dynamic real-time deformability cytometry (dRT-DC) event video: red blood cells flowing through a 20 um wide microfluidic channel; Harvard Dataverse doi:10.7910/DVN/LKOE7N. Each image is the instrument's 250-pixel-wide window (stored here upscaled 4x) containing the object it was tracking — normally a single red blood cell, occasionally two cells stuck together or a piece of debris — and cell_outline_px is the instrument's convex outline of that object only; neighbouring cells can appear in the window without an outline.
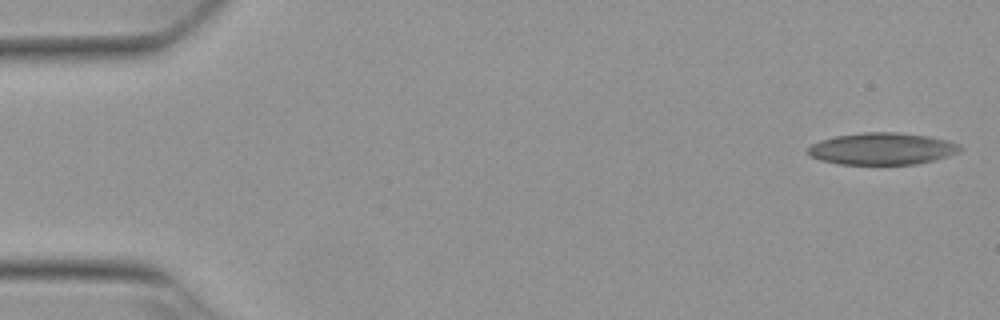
{"species": "Egyptian fruit bat (a non-hibernating species)", "species_latin": "Rousettus aegyptiacus", "temperature_condition": "warm", "stored_images_in_passage": 53, "camera_frame_rate_fps": 3000, "um_per_image_px": 0.085, "animal": {"sex": "female"}, "frame": {"image": 1, "passage_image": 1, "time_ms": 0.0, "image_size_px": [1000, 320], "cell_outline_px": [[964, 148], [960, 152], [948, 156], [916, 164], [836, 164], [820, 160], [808, 156], [808, 148], [812, 144], [820, 140], [836, 136], [864, 132], [900, 132], [928, 136], [948, 140], [960, 144]], "centroid_in_image_um": [74.99, 12.64], "position_along_channel_um": 10.0, "area_um2": 28.5}}
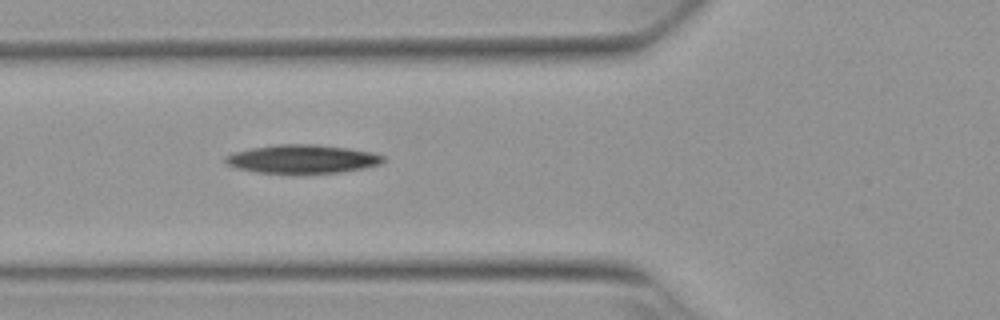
{"frame": {"image": 2, "passage_image": 19, "time_ms": 6.0, "image_size_px": [1000, 320], "cell_outline_px": [[384, 160], [380, 164], [364, 168], [340, 172], [256, 172], [240, 168], [228, 164], [224, 160], [224, 156], [232, 152], [252, 148], [276, 144], [316, 144], [348, 148], [372, 152], [384, 156]], "centroid_in_image_um": [25.71, 13.49], "position_along_channel_um": 100.1, "area_um2": 25.84}}
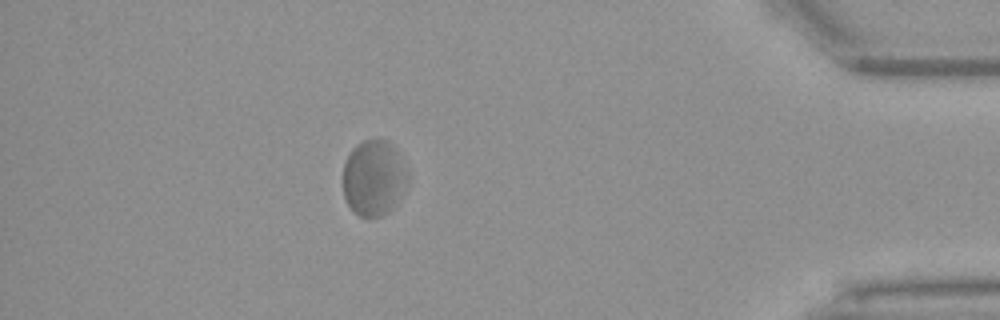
{"frame": {"image": 3, "passage_image": 47, "time_ms": 15.333, "image_size_px": [1000, 320], "cell_outline_px": [[408, 184], [404, 192], [392, 208], [388, 212], [380, 216], [368, 220], [352, 212], [344, 196], [344, 160], [348, 152], [356, 144], [364, 140], [376, 136], [380, 136], [388, 140], [396, 148], [404, 160], [408, 172]], "centroid_in_image_um": [31.79, 15.09], "position_along_channel_um": 403.4, "area_um2": 29.71}, "authors_computed_cell_mechanics": {"area_um2": 27.3972, "velocity_mm_per_s": 3.741, "shape_relaxation_time_tau1_ms": null, "shape_relaxation_time_tau2_ms": 5.2685, "deformation_change_tau1": null, "deformation_change_tau2": 0.1301}}